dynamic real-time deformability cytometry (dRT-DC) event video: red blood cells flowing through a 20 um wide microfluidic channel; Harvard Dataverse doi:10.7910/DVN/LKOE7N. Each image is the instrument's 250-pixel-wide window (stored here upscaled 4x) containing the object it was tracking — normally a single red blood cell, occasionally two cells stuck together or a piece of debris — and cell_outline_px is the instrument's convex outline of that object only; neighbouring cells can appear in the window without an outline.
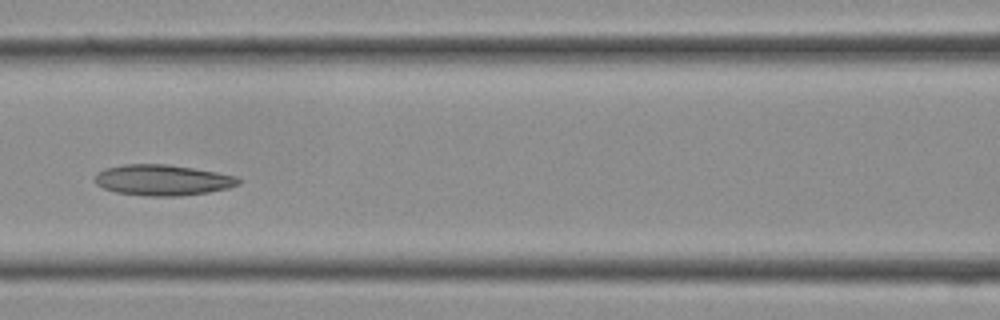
{"species": "Egyptian fruit bat (a non-hibernating species)", "species_latin": "Rousettus aegyptiacus", "temperature_condition": "cold", "stored_images_in_passage": 17, "camera_frame_rate_fps": 3000, "um_per_image_px": 0.085, "frame": {"image": 1, "passage_image": 12, "time_ms": 3.667, "image_size_px": [1000, 320], "cell_outline_px": [[240, 184], [228, 188], [208, 192], [180, 196], [148, 196], [116, 192], [104, 188], [96, 184], [96, 172], [104, 168], [124, 164], [168, 164], [216, 172], [236, 176], [240, 180]], "centroid_in_image_um": [13.81, 15.3], "position_along_channel_um": 152.8, "area_um2": 25.72}}
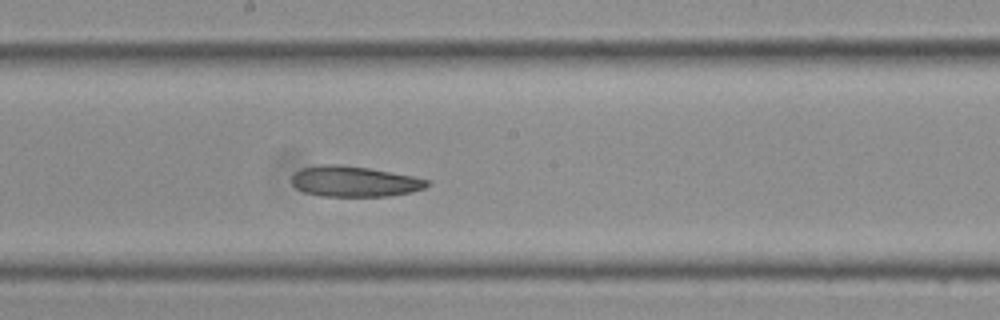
{"frame": {"image": 2, "passage_image": 15, "time_ms": 4.667, "image_size_px": [1000, 320], "cell_outline_px": [[432, 184], [424, 188], [412, 192], [388, 196], [320, 196], [304, 192], [296, 188], [292, 184], [292, 176], [300, 168], [320, 164], [340, 164], [368, 168], [412, 176], [428, 180]], "centroid_in_image_um": [30.1, 15.42], "position_along_channel_um": 218.1, "area_um2": 24.22}}
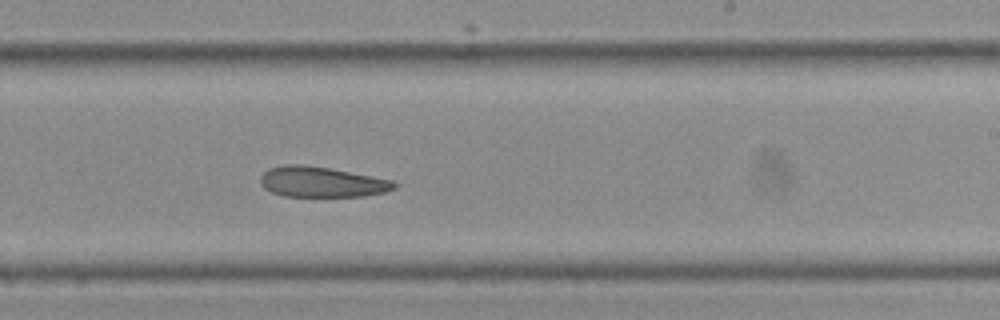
{"frame": {"image": 3, "passage_image": 17, "time_ms": 5.333, "image_size_px": [1000, 320], "cell_outline_px": [[396, 188], [384, 192], [364, 196], [284, 196], [272, 192], [264, 188], [260, 184], [260, 176], [268, 168], [284, 164], [304, 164], [328, 168], [392, 180], [396, 184]], "centroid_in_image_um": [27.29, 15.46], "position_along_channel_um": 261.7, "area_um2": 23.64}}